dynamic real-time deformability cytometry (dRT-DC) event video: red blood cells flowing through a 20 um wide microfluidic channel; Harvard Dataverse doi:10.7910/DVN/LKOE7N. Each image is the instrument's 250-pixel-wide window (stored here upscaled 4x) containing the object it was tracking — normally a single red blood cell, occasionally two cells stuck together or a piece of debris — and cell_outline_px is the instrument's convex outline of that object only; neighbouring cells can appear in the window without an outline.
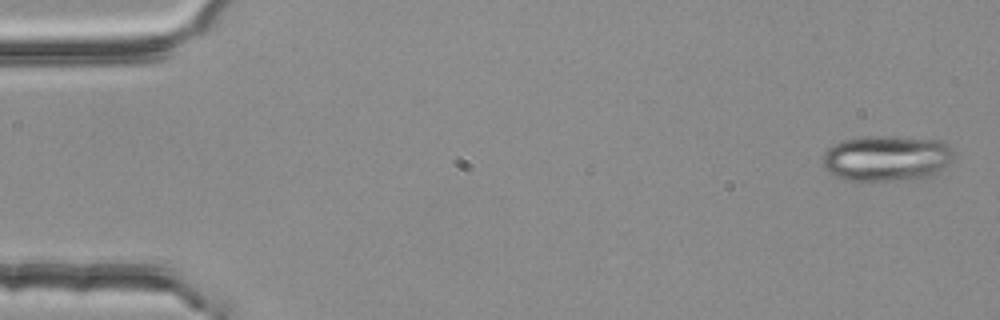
{"species": "common noctule bat (a hibernating species)", "species_latin": "Nyctalus noctula", "temperature_condition": "room temperature", "stored_images_in_passage": 4, "camera_frame_rate_fps": 3000, "um_per_image_px": 0.085, "animal": {"sex": "female", "body_mass_g": 25.1}, "frame": {"image": 1, "passage_image": 1, "time_ms": 0.0, "image_size_px": [1000, 320], "cell_outline_px": [[952, 156], [932, 176], [916, 180], [844, 180], [832, 176], [820, 164], [824, 152], [828, 148], [844, 140], [864, 136], [884, 136], [944, 140], [952, 148]], "centroid_in_image_um": [75.3, 13.46], "position_along_channel_um": 9.7, "area_um2": 35.08}}